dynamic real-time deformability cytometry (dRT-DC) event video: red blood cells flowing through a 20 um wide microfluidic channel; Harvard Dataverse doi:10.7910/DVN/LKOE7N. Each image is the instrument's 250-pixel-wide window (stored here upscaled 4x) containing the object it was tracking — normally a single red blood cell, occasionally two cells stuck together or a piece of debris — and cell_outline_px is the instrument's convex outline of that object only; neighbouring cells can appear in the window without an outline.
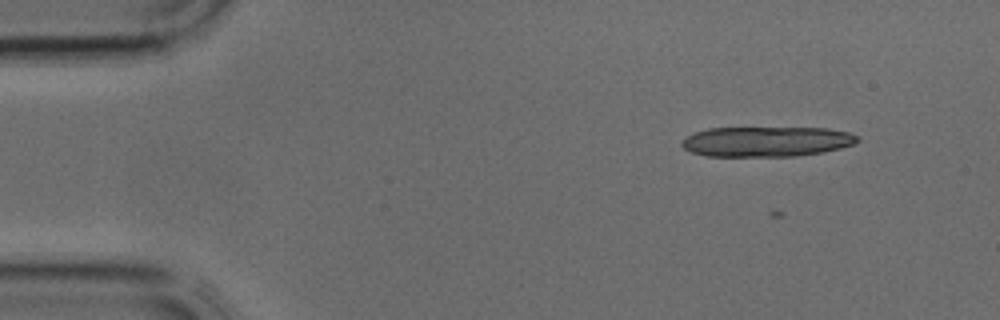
{"species": "common noctule bat (a hibernating species)", "species_latin": "Nyctalus noctula", "temperature_condition": "cold", "stored_images_in_passage": 12, "camera_frame_rate_fps": 3000, "um_per_image_px": 0.085, "animal": {"sex": "male", "body_mass_g": 17.9, "forearm_length_mm": 54.2}, "frame": {"image": 1, "passage_image": 4, "time_ms": 1.0, "image_size_px": [1000, 320], "cell_outline_px": [[860, 140], [852, 144], [840, 148], [820, 152], [796, 156], [704, 156], [692, 152], [684, 148], [680, 144], [680, 140], [696, 132], [708, 128], [828, 128], [848, 132], [860, 136]], "centroid_in_image_um": [65.14, 12.03], "position_along_channel_um": 19.9, "area_um2": 30.81}}